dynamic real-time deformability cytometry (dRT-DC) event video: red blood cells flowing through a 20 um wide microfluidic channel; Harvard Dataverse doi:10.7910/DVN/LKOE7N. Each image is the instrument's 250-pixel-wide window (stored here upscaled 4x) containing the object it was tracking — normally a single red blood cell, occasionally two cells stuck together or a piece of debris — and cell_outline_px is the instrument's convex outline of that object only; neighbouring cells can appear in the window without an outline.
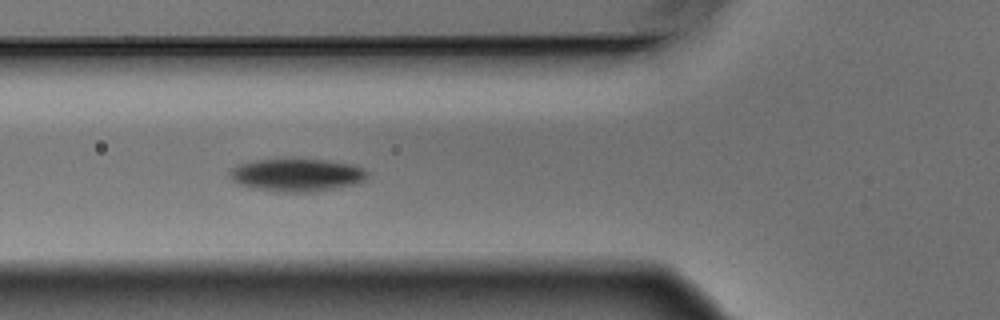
{"species": "Egyptian fruit bat (a non-hibernating species)", "species_latin": "Rousettus aegyptiacus", "temperature_condition": "warm", "stored_images_in_passage": 7, "camera_frame_rate_fps": 3000, "um_per_image_px": 0.085, "animal": {"sex": "male"}, "frame": {"image": 1, "passage_image": 4, "time_ms": 1.0, "image_size_px": [1000, 320], "cell_outline_px": [[368, 176], [364, 180], [356, 184], [336, 188], [312, 192], [272, 192], [252, 188], [240, 184], [232, 180], [228, 172], [232, 168], [240, 164], [256, 160], [328, 160], [356, 164], [364, 168], [368, 172]], "centroid_in_image_um": [25.27, 14.89], "position_along_channel_um": 100.5, "area_um2": 26.41}}
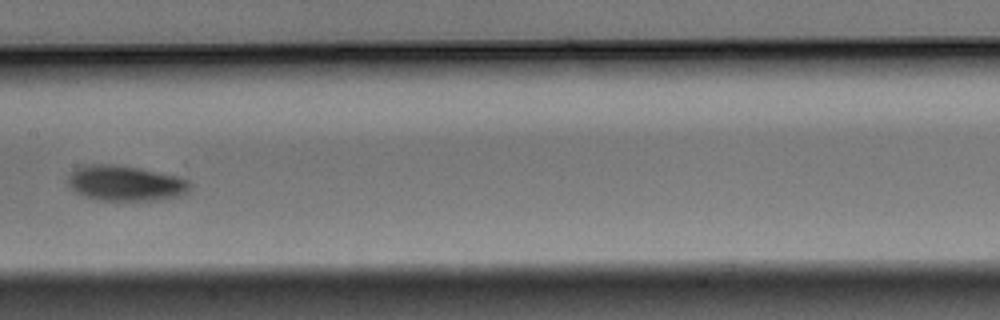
{"frame": {"image": 2, "passage_image": 6, "time_ms": 1.667, "image_size_px": [1000, 320], "cell_outline_px": [[192, 188], [184, 196], [156, 200], [96, 200], [84, 196], [76, 192], [68, 184], [68, 176], [72, 168], [84, 164], [116, 164], [140, 168], [176, 176], [188, 180]], "centroid_in_image_um": [10.65, 15.57], "position_along_channel_um": 196.7, "area_um2": 25.55}}
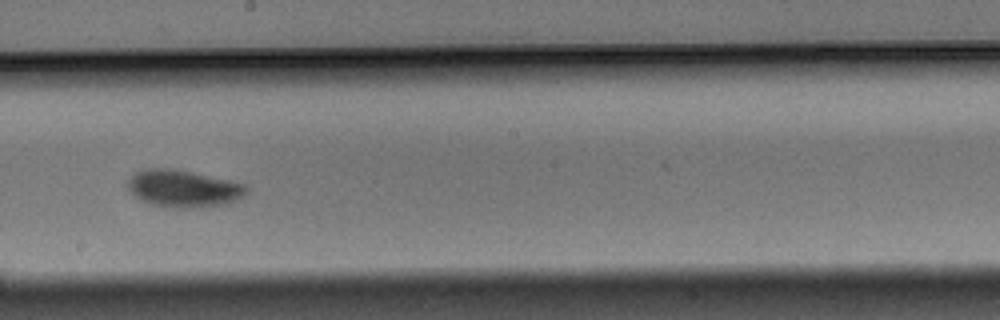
{"frame": {"image": 3, "passage_image": 7, "time_ms": 2.0, "image_size_px": [1000, 320], "cell_outline_px": [[248, 192], [236, 200], [228, 204], [188, 208], [172, 208], [152, 204], [136, 196], [128, 188], [128, 180], [136, 172], [144, 168], [176, 168], [228, 180], [244, 184], [248, 188]], "centroid_in_image_um": [15.61, 16.01], "position_along_channel_um": 232.6, "area_um2": 25.61}}